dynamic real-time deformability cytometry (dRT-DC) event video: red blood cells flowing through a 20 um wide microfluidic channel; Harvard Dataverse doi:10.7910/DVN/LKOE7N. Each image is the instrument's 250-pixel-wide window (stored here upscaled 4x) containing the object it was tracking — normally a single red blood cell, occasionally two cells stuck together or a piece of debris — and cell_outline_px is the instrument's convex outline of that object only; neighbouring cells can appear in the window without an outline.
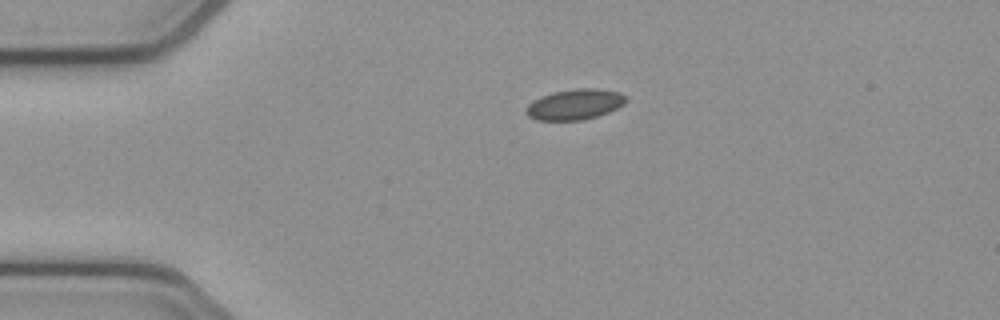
{"species": "common noctule bat (a hibernating species)", "species_latin": "Nyctalus noctula", "temperature_condition": "cold", "stored_images_in_passage": 43, "camera_frame_rate_fps": 3000, "um_per_image_px": 0.085, "animal": {"sex": "female", "body_mass_g": 21.9}, "frame": {"image": 1, "passage_image": 1, "time_ms": 0.0, "image_size_px": [1000, 320], "cell_outline_px": [[628, 100], [624, 104], [608, 112], [584, 120], [536, 120], [528, 116], [524, 112], [524, 108], [532, 100], [540, 96], [552, 92], [576, 88], [596, 88], [620, 92], [628, 96]], "centroid_in_image_um": [48.84, 8.86], "position_along_channel_um": 36.2, "area_um2": 18.09}}
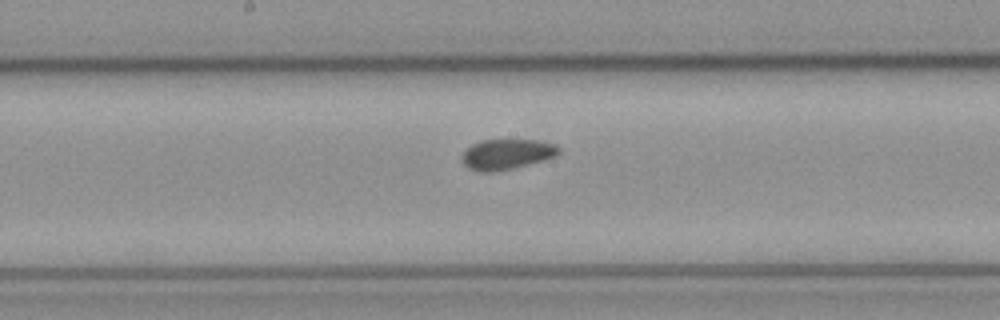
{"frame": {"image": 2, "passage_image": 17, "time_ms": 5.333, "image_size_px": [1000, 320], "cell_outline_px": [[560, 152], [556, 156], [544, 160], [496, 172], [476, 172], [468, 168], [460, 160], [460, 156], [472, 144], [480, 140], [536, 140], [552, 144], [560, 148]], "centroid_in_image_um": [43.02, 13.12], "position_along_channel_um": 205.2, "area_um2": 17.17}}
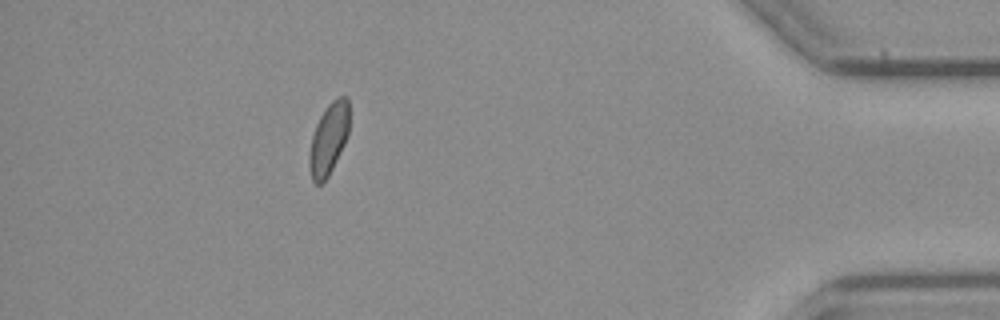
{"frame": {"image": 3, "passage_image": 37, "time_ms": 12.0, "image_size_px": [1000, 320], "cell_outline_px": [[348, 136], [328, 176], [320, 184], [316, 184], [312, 180], [308, 164], [308, 156], [312, 136], [316, 124], [320, 116], [328, 104], [332, 100], [340, 96], [348, 96]], "centroid_in_image_um": [27.92, 11.8], "position_along_channel_um": 407.3, "area_um2": 16.53}, "authors_computed_cell_mechanics": {"area_um2": 16.9932, "velocity_mm_per_s": 3.8497, "shape_relaxation_time_tau1_ms": null, "shape_relaxation_time_tau2_ms": 6.4901, "deformation_change_tau1": null, "deformation_change_tau2": 0.0988}}